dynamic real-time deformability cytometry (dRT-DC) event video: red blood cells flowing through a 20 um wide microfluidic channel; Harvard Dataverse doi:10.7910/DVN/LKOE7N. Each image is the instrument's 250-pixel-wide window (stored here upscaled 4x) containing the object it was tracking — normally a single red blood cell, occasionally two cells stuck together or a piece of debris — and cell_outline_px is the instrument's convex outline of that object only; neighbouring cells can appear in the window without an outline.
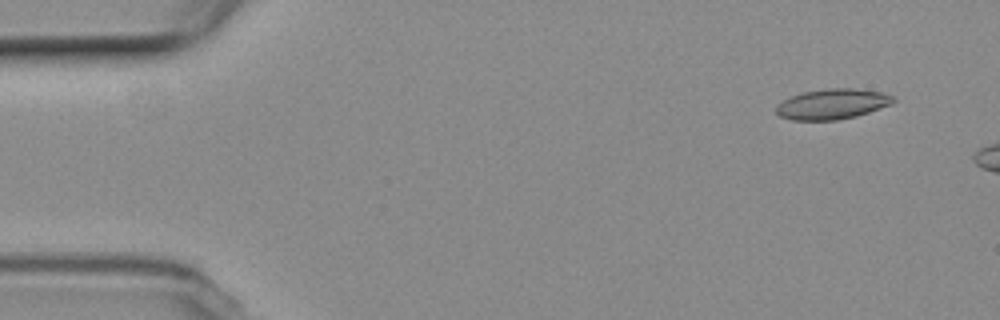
{"species": "common noctule bat (a hibernating species)", "species_latin": "Nyctalus noctula", "temperature_condition": "room temperature", "stored_images_in_passage": 7, "camera_frame_rate_fps": 3000, "um_per_image_px": 0.085, "animal": {"sex": "female", "body_mass_g": 19.3, "forearm_length_mm": 54.1}, "frame": {"image": 1, "passage_image": 3, "time_ms": 0.667, "image_size_px": [1000, 320], "cell_outline_px": [[896, 100], [892, 104], [856, 116], [836, 120], [792, 120], [780, 116], [776, 112], [776, 104], [792, 96], [804, 92], [828, 88], [852, 88], [880, 92], [892, 96]], "centroid_in_image_um": [70.73, 8.85], "position_along_channel_um": 14.3, "area_um2": 20.52}}